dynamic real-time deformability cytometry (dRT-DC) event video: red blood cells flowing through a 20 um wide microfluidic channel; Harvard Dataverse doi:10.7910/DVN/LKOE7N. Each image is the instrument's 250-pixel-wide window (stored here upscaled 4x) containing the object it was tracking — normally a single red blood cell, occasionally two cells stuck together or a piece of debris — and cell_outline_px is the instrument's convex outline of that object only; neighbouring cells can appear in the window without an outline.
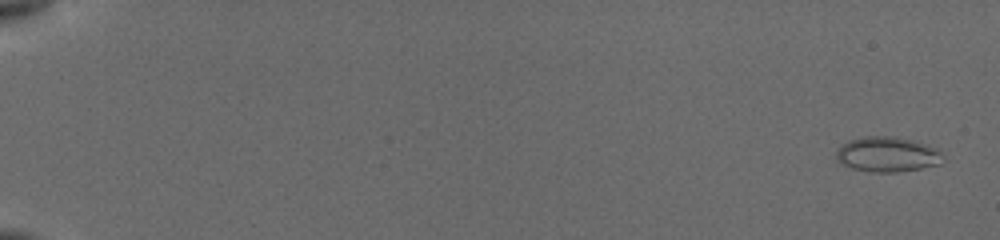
{"species": "common noctule bat (a hibernating species)", "species_latin": "Nyctalus noctula", "temperature_condition": "cold", "stored_images_in_passage": 25, "camera_frame_rate_fps": 3000, "um_per_image_px": 0.085, "animal": {"sex": "female", "body_mass_g": 19.5, "forearm_length_mm": 54.1}, "frame": {"image": 1, "passage_image": 3, "time_ms": 0.667, "image_size_px": [1000, 240], "cell_outline_px": [[944, 160], [940, 164], [920, 168], [896, 172], [872, 172], [852, 168], [836, 160], [836, 152], [848, 140], [864, 136], [896, 136], [912, 140], [924, 144], [932, 148]], "centroid_in_image_um": [75.37, 13.12], "position_along_channel_um": 9.6, "area_um2": 21.39}}
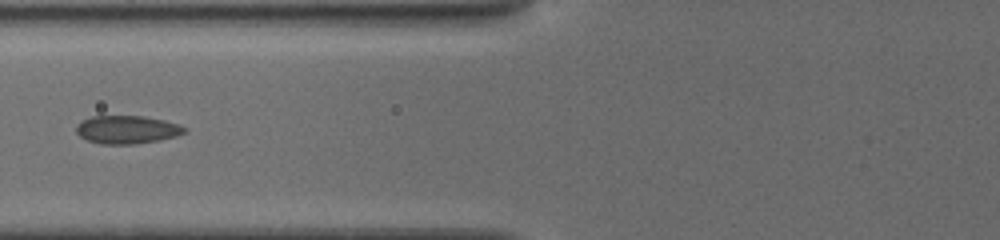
{"frame": {"image": 2, "passage_image": 18, "time_ms": 8.333, "image_size_px": [1000, 240], "cell_outline_px": [[184, 132], [176, 136], [160, 140], [136, 144], [100, 144], [88, 140], [80, 136], [76, 132], [76, 124], [92, 116], [144, 116], [164, 120], [180, 124], [184, 128]], "centroid_in_image_um": [10.78, 11.02], "position_along_channel_um": 115.0, "area_um2": 17.69}}
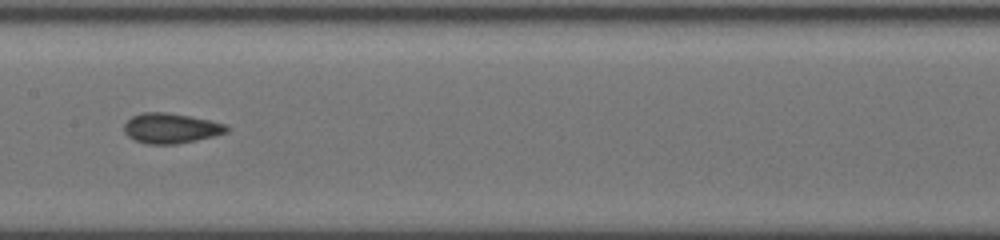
{"frame": {"image": 3, "passage_image": 23, "time_ms": 10.333, "image_size_px": [1000, 240], "cell_outline_px": [[228, 132], [196, 140], [176, 144], [148, 144], [136, 140], [128, 136], [124, 132], [124, 124], [132, 116], [140, 112], [164, 112], [188, 116], [208, 120], [224, 124], [228, 128]], "centroid_in_image_um": [14.48, 10.9], "position_along_channel_um": 192.9, "area_um2": 17.74}}